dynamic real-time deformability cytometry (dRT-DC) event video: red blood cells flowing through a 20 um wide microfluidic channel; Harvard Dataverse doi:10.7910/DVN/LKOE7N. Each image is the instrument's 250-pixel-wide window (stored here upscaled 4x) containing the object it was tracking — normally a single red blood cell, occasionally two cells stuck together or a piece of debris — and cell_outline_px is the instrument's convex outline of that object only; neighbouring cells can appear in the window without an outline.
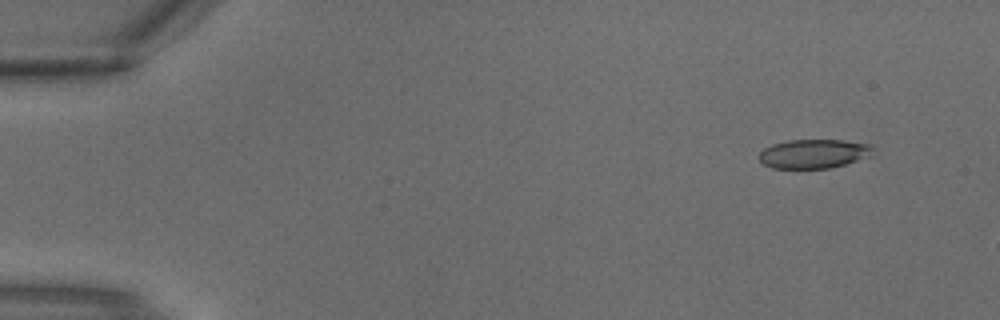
{"species": "common noctule bat (a hibernating species)", "species_latin": "Nyctalus noctula", "temperature_condition": "warm", "stored_images_in_passage": 2, "camera_frame_rate_fps": 3000, "um_per_image_px": 0.085, "animal": {"sex": "male", "body_mass_g": 18.8}, "frame": {"image": 1, "passage_image": 1, "time_ms": 0.0, "image_size_px": [1000, 320], "cell_outline_px": [[872, 148], [868, 156], [844, 164], [828, 168], [772, 168], [764, 164], [756, 156], [764, 148], [772, 144], [788, 140], [840, 140], [872, 144]], "centroid_in_image_um": [69.09, 13.06], "position_along_channel_um": 15.9, "area_um2": 19.07}}